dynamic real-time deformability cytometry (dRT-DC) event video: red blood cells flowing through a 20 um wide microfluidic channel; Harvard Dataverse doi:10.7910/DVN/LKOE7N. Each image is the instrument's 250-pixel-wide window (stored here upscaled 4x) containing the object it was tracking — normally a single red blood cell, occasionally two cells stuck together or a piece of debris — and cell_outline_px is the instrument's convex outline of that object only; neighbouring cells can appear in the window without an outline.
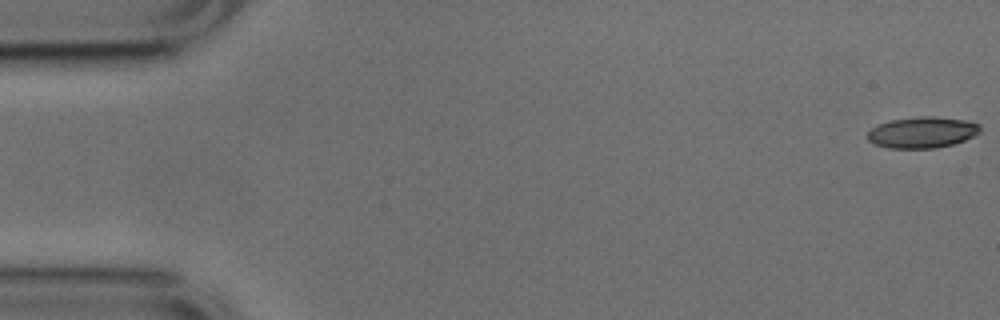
{"species": "common noctule bat (a hibernating species)", "species_latin": "Nyctalus noctula", "temperature_condition": "cold", "stored_images_in_passage": 53, "camera_frame_rate_fps": 3000, "um_per_image_px": 0.085, "animal": {"sex": "male", "body_mass_g": 17.9, "forearm_length_mm": 54.2}, "frame": {"image": 1, "passage_image": 1, "time_ms": 0.0, "image_size_px": [1000, 320], "cell_outline_px": [[980, 132], [964, 140], [952, 144], [936, 148], [888, 148], [876, 144], [868, 140], [868, 132], [872, 128], [880, 124], [892, 120], [920, 116], [936, 116], [964, 120], [980, 124]], "centroid_in_image_um": [78.4, 11.25], "position_along_channel_um": 6.6, "area_um2": 20.23}}
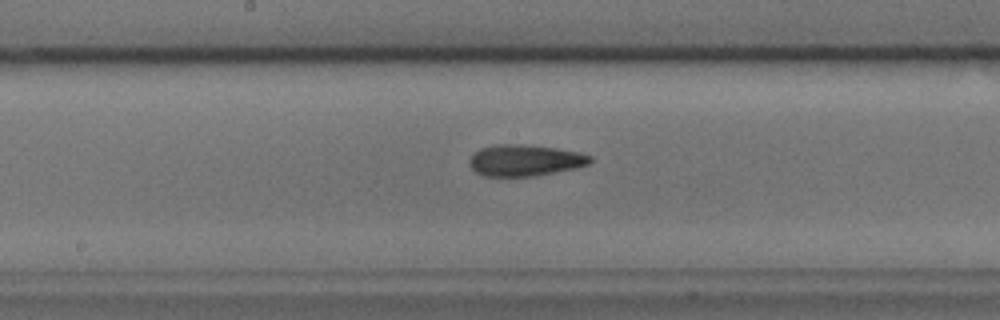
{"frame": {"image": 2, "passage_image": 27, "time_ms": 8.667, "image_size_px": [1000, 320], "cell_outline_px": [[592, 160], [588, 164], [576, 168], [536, 176], [484, 176], [476, 172], [468, 164], [468, 160], [480, 148], [496, 144], [520, 144], [556, 148], [580, 152], [592, 156]], "centroid_in_image_um": [44.62, 13.63], "position_along_channel_um": 203.6, "area_um2": 22.14}}
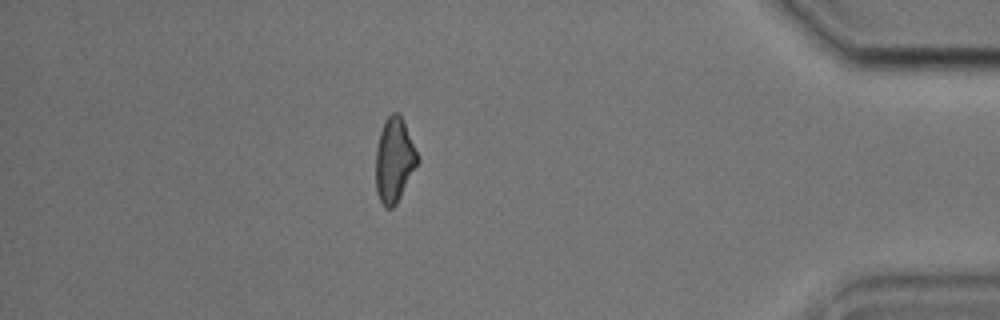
{"frame": {"image": 3, "passage_image": 46, "time_ms": 15.0, "image_size_px": [1000, 320], "cell_outline_px": [[420, 160], [396, 204], [392, 208], [384, 208], [376, 192], [376, 148], [380, 132], [384, 120], [392, 112], [400, 112], [420, 156]], "centroid_in_image_um": [33.53, 13.57], "position_along_channel_um": 401.7, "area_um2": 20.87}}